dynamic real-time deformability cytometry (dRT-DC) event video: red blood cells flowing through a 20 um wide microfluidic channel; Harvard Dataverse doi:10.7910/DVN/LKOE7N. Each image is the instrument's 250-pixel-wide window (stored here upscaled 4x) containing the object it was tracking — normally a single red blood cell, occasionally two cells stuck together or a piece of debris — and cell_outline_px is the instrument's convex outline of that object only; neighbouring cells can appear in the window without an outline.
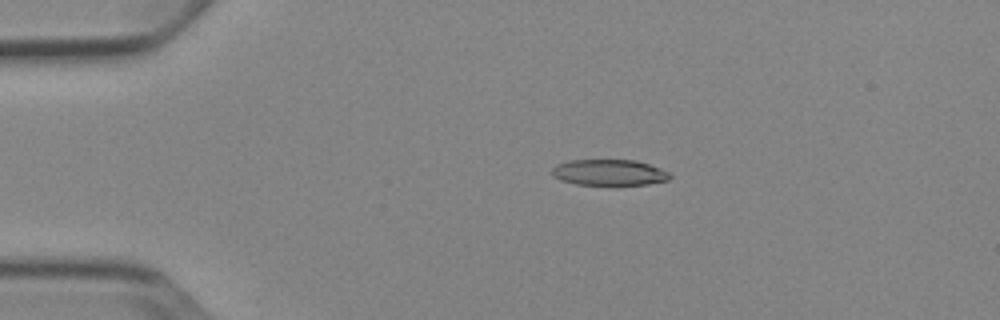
{"species": "Egyptian fruit bat (a non-hibernating species)", "species_latin": "Rousettus aegyptiacus", "temperature_condition": "cold", "stored_images_in_passage": 5, "camera_frame_rate_fps": 3000, "um_per_image_px": 0.085, "animal": {"sex": "female"}, "frame": {"image": 1, "passage_image": 4, "time_ms": 3.333, "image_size_px": [1000, 320], "cell_outline_px": [[672, 176], [668, 180], [648, 184], [616, 188], [612, 188], [576, 184], [560, 180], [552, 176], [552, 168], [556, 164], [568, 160], [636, 160], [660, 168], [668, 172]], "centroid_in_image_um": [51.77, 14.71], "position_along_channel_um": 33.2, "area_um2": 18.84}}